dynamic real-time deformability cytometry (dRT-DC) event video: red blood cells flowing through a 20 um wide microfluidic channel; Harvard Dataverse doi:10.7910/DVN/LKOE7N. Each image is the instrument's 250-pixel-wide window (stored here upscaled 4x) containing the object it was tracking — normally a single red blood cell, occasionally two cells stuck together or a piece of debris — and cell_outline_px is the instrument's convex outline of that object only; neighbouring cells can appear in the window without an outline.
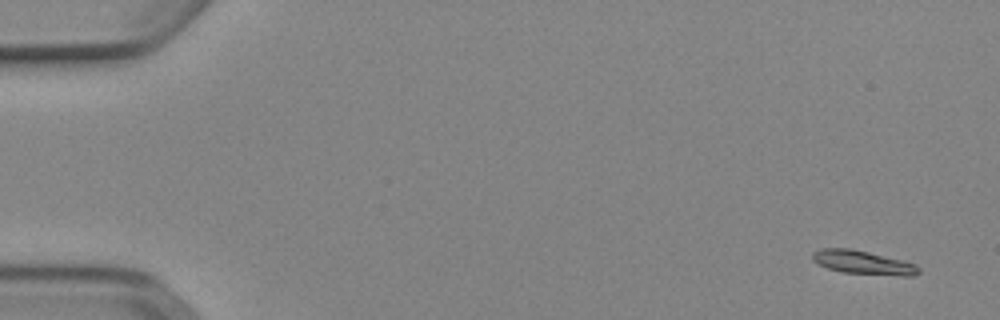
{"species": "Egyptian fruit bat (a non-hibernating species)", "species_latin": "Rousettus aegyptiacus", "temperature_condition": "cold", "stored_images_in_passage": 9, "camera_frame_rate_fps": 3000, "um_per_image_px": 0.085, "animal": {"sex": "female"}, "frame": {"image": 1, "passage_image": 1, "time_ms": 0.0, "image_size_px": [1000, 320], "cell_outline_px": [[920, 272], [916, 276], [900, 276], [844, 272], [828, 268], [812, 260], [812, 252], [820, 248], [852, 248], [904, 260], [916, 264], [920, 268]], "centroid_in_image_um": [73.41, 22.3], "position_along_channel_um": 11.6, "area_um2": 14.8}}